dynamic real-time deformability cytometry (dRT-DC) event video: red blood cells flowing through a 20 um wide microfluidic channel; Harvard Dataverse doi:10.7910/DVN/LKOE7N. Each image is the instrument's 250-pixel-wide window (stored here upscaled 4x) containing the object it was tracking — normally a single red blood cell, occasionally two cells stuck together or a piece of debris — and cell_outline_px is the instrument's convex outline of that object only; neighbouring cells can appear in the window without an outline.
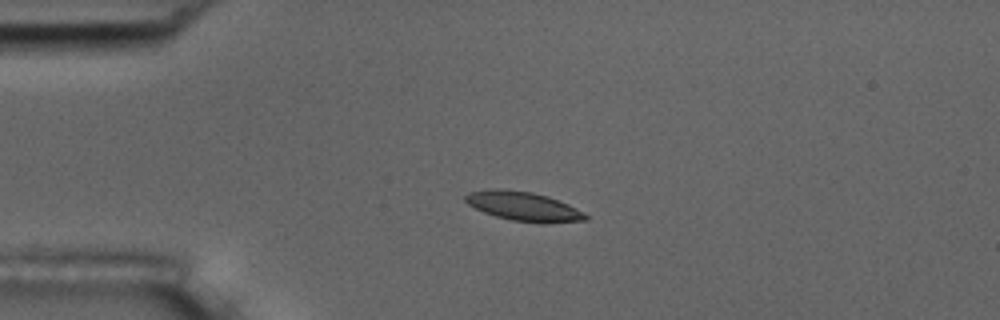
{"species": "common noctule bat (a hibernating species)", "species_latin": "Nyctalus noctula", "temperature_condition": "room temperature", "stored_images_in_passage": 6, "camera_frame_rate_fps": 3000, "um_per_image_px": 0.085, "animal": {"sex": "male", "body_mass_g": 17.5, "forearm_length_mm": 52.3}, "frame": {"image": 1, "passage_image": 4, "time_ms": 4.333, "image_size_px": [1000, 320], "cell_outline_px": [[588, 220], [544, 224], [540, 224], [512, 220], [496, 216], [484, 212], [468, 204], [464, 200], [464, 196], [468, 192], [492, 188], [504, 188], [532, 192], [548, 196], [568, 204], [584, 212], [588, 216]], "centroid_in_image_um": [44.51, 17.54], "position_along_channel_um": 40.5, "area_um2": 20.75}}